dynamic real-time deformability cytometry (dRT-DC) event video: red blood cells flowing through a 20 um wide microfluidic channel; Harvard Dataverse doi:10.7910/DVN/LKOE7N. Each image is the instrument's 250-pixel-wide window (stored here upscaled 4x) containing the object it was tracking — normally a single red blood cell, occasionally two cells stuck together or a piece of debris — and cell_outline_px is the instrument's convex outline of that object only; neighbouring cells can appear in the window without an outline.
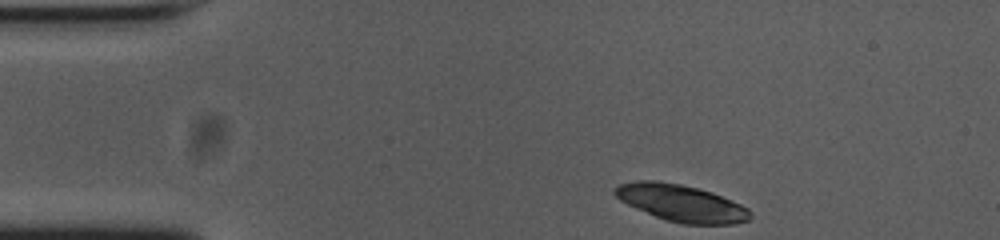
{"species": "common noctule bat (a hibernating species)", "species_latin": "Nyctalus noctula", "temperature_condition": "cold", "stored_images_in_passage": 46, "camera_frame_rate_fps": 3000, "um_per_image_px": 0.085, "animal": {"sex": "female", "body_mass_g": 23.0, "forearm_length_mm": 53.4}, "frame": {"image": 1, "passage_image": 1, "time_ms": 0.0, "image_size_px": [1000, 240], "cell_outline_px": [[752, 216], [748, 220], [732, 224], [684, 224], [668, 220], [656, 216], [636, 208], [620, 200], [612, 192], [612, 188], [620, 184], [636, 180], [656, 180], [680, 184], [712, 192], [740, 204], [748, 208], [752, 212]], "centroid_in_image_um": [57.9, 17.25], "position_along_channel_um": 27.1, "area_um2": 28.9}}